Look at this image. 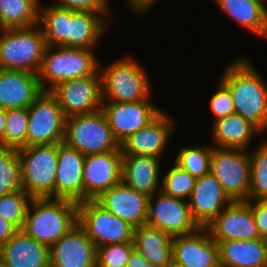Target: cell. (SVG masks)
I'll return each mask as SVG.
<instances>
[{"label": "cell", "mask_w": 267, "mask_h": 267, "mask_svg": "<svg viewBox=\"0 0 267 267\" xmlns=\"http://www.w3.org/2000/svg\"><path fill=\"white\" fill-rule=\"evenodd\" d=\"M222 73L221 82L230 90L236 114L261 132L267 131V83L247 59H237Z\"/></svg>", "instance_id": "cell-1"}, {"label": "cell", "mask_w": 267, "mask_h": 267, "mask_svg": "<svg viewBox=\"0 0 267 267\" xmlns=\"http://www.w3.org/2000/svg\"><path fill=\"white\" fill-rule=\"evenodd\" d=\"M78 223V203L68 199L32 198L22 230L51 247Z\"/></svg>", "instance_id": "cell-2"}, {"label": "cell", "mask_w": 267, "mask_h": 267, "mask_svg": "<svg viewBox=\"0 0 267 267\" xmlns=\"http://www.w3.org/2000/svg\"><path fill=\"white\" fill-rule=\"evenodd\" d=\"M98 67L94 49L47 46L37 75L43 91H50L63 81L95 75Z\"/></svg>", "instance_id": "cell-3"}, {"label": "cell", "mask_w": 267, "mask_h": 267, "mask_svg": "<svg viewBox=\"0 0 267 267\" xmlns=\"http://www.w3.org/2000/svg\"><path fill=\"white\" fill-rule=\"evenodd\" d=\"M47 47L39 25L0 31V69L38 73Z\"/></svg>", "instance_id": "cell-4"}, {"label": "cell", "mask_w": 267, "mask_h": 267, "mask_svg": "<svg viewBox=\"0 0 267 267\" xmlns=\"http://www.w3.org/2000/svg\"><path fill=\"white\" fill-rule=\"evenodd\" d=\"M99 71L103 102H137L150 100V81L145 67L130 56L112 62Z\"/></svg>", "instance_id": "cell-5"}, {"label": "cell", "mask_w": 267, "mask_h": 267, "mask_svg": "<svg viewBox=\"0 0 267 267\" xmlns=\"http://www.w3.org/2000/svg\"><path fill=\"white\" fill-rule=\"evenodd\" d=\"M21 188L32 198H55L58 143L18 149Z\"/></svg>", "instance_id": "cell-6"}, {"label": "cell", "mask_w": 267, "mask_h": 267, "mask_svg": "<svg viewBox=\"0 0 267 267\" xmlns=\"http://www.w3.org/2000/svg\"><path fill=\"white\" fill-rule=\"evenodd\" d=\"M63 142L84 156L121 151L120 143L102 109L66 118Z\"/></svg>", "instance_id": "cell-7"}, {"label": "cell", "mask_w": 267, "mask_h": 267, "mask_svg": "<svg viewBox=\"0 0 267 267\" xmlns=\"http://www.w3.org/2000/svg\"><path fill=\"white\" fill-rule=\"evenodd\" d=\"M251 157L248 150L213 146L210 172L232 201L249 200Z\"/></svg>", "instance_id": "cell-8"}, {"label": "cell", "mask_w": 267, "mask_h": 267, "mask_svg": "<svg viewBox=\"0 0 267 267\" xmlns=\"http://www.w3.org/2000/svg\"><path fill=\"white\" fill-rule=\"evenodd\" d=\"M78 224L97 248L107 244L133 242L134 227L95 200L78 203Z\"/></svg>", "instance_id": "cell-9"}, {"label": "cell", "mask_w": 267, "mask_h": 267, "mask_svg": "<svg viewBox=\"0 0 267 267\" xmlns=\"http://www.w3.org/2000/svg\"><path fill=\"white\" fill-rule=\"evenodd\" d=\"M26 146L63 142L66 116L50 91L42 94L28 108Z\"/></svg>", "instance_id": "cell-10"}, {"label": "cell", "mask_w": 267, "mask_h": 267, "mask_svg": "<svg viewBox=\"0 0 267 267\" xmlns=\"http://www.w3.org/2000/svg\"><path fill=\"white\" fill-rule=\"evenodd\" d=\"M50 93L57 99L66 118L99 111L103 103L100 71L89 77L63 81Z\"/></svg>", "instance_id": "cell-11"}, {"label": "cell", "mask_w": 267, "mask_h": 267, "mask_svg": "<svg viewBox=\"0 0 267 267\" xmlns=\"http://www.w3.org/2000/svg\"><path fill=\"white\" fill-rule=\"evenodd\" d=\"M146 224L172 237L195 232L200 227L191 215L188 201L161 191L149 197Z\"/></svg>", "instance_id": "cell-12"}, {"label": "cell", "mask_w": 267, "mask_h": 267, "mask_svg": "<svg viewBox=\"0 0 267 267\" xmlns=\"http://www.w3.org/2000/svg\"><path fill=\"white\" fill-rule=\"evenodd\" d=\"M205 227L216 242L261 238L250 200L232 201Z\"/></svg>", "instance_id": "cell-13"}, {"label": "cell", "mask_w": 267, "mask_h": 267, "mask_svg": "<svg viewBox=\"0 0 267 267\" xmlns=\"http://www.w3.org/2000/svg\"><path fill=\"white\" fill-rule=\"evenodd\" d=\"M122 152L110 151L85 157L83 201L95 200L101 193L122 182Z\"/></svg>", "instance_id": "cell-14"}, {"label": "cell", "mask_w": 267, "mask_h": 267, "mask_svg": "<svg viewBox=\"0 0 267 267\" xmlns=\"http://www.w3.org/2000/svg\"><path fill=\"white\" fill-rule=\"evenodd\" d=\"M104 111L119 143L153 121L162 110L150 100L137 102H103Z\"/></svg>", "instance_id": "cell-15"}, {"label": "cell", "mask_w": 267, "mask_h": 267, "mask_svg": "<svg viewBox=\"0 0 267 267\" xmlns=\"http://www.w3.org/2000/svg\"><path fill=\"white\" fill-rule=\"evenodd\" d=\"M173 262L187 267H220L218 243L206 227L172 239Z\"/></svg>", "instance_id": "cell-16"}, {"label": "cell", "mask_w": 267, "mask_h": 267, "mask_svg": "<svg viewBox=\"0 0 267 267\" xmlns=\"http://www.w3.org/2000/svg\"><path fill=\"white\" fill-rule=\"evenodd\" d=\"M97 247L77 223L50 247V267H96Z\"/></svg>", "instance_id": "cell-17"}, {"label": "cell", "mask_w": 267, "mask_h": 267, "mask_svg": "<svg viewBox=\"0 0 267 267\" xmlns=\"http://www.w3.org/2000/svg\"><path fill=\"white\" fill-rule=\"evenodd\" d=\"M95 201L134 228L146 224L149 196L123 182L101 193Z\"/></svg>", "instance_id": "cell-18"}, {"label": "cell", "mask_w": 267, "mask_h": 267, "mask_svg": "<svg viewBox=\"0 0 267 267\" xmlns=\"http://www.w3.org/2000/svg\"><path fill=\"white\" fill-rule=\"evenodd\" d=\"M165 112H161L147 126L129 135L120 143L123 156L147 155L161 158L166 143L173 134V120Z\"/></svg>", "instance_id": "cell-19"}, {"label": "cell", "mask_w": 267, "mask_h": 267, "mask_svg": "<svg viewBox=\"0 0 267 267\" xmlns=\"http://www.w3.org/2000/svg\"><path fill=\"white\" fill-rule=\"evenodd\" d=\"M189 200L191 215L200 227L209 224L232 202L211 172L196 178Z\"/></svg>", "instance_id": "cell-20"}, {"label": "cell", "mask_w": 267, "mask_h": 267, "mask_svg": "<svg viewBox=\"0 0 267 267\" xmlns=\"http://www.w3.org/2000/svg\"><path fill=\"white\" fill-rule=\"evenodd\" d=\"M85 157L81 152L58 143V167L55 179V198L83 202V171Z\"/></svg>", "instance_id": "cell-21"}, {"label": "cell", "mask_w": 267, "mask_h": 267, "mask_svg": "<svg viewBox=\"0 0 267 267\" xmlns=\"http://www.w3.org/2000/svg\"><path fill=\"white\" fill-rule=\"evenodd\" d=\"M37 73L0 69V108H29L42 94Z\"/></svg>", "instance_id": "cell-22"}, {"label": "cell", "mask_w": 267, "mask_h": 267, "mask_svg": "<svg viewBox=\"0 0 267 267\" xmlns=\"http://www.w3.org/2000/svg\"><path fill=\"white\" fill-rule=\"evenodd\" d=\"M2 267H50V247L18 230L0 246Z\"/></svg>", "instance_id": "cell-23"}, {"label": "cell", "mask_w": 267, "mask_h": 267, "mask_svg": "<svg viewBox=\"0 0 267 267\" xmlns=\"http://www.w3.org/2000/svg\"><path fill=\"white\" fill-rule=\"evenodd\" d=\"M160 158L147 155H129L122 158V182L149 197L161 191L159 181Z\"/></svg>", "instance_id": "cell-24"}, {"label": "cell", "mask_w": 267, "mask_h": 267, "mask_svg": "<svg viewBox=\"0 0 267 267\" xmlns=\"http://www.w3.org/2000/svg\"><path fill=\"white\" fill-rule=\"evenodd\" d=\"M220 267H267V240L217 242Z\"/></svg>", "instance_id": "cell-25"}, {"label": "cell", "mask_w": 267, "mask_h": 267, "mask_svg": "<svg viewBox=\"0 0 267 267\" xmlns=\"http://www.w3.org/2000/svg\"><path fill=\"white\" fill-rule=\"evenodd\" d=\"M173 237L147 224L134 228L135 249L155 267H168L172 261Z\"/></svg>", "instance_id": "cell-26"}, {"label": "cell", "mask_w": 267, "mask_h": 267, "mask_svg": "<svg viewBox=\"0 0 267 267\" xmlns=\"http://www.w3.org/2000/svg\"><path fill=\"white\" fill-rule=\"evenodd\" d=\"M106 15L108 13L71 10L68 28V47L79 49L96 48L100 37L108 26V22L103 19Z\"/></svg>", "instance_id": "cell-27"}, {"label": "cell", "mask_w": 267, "mask_h": 267, "mask_svg": "<svg viewBox=\"0 0 267 267\" xmlns=\"http://www.w3.org/2000/svg\"><path fill=\"white\" fill-rule=\"evenodd\" d=\"M256 133L262 134L251 122L233 113L214 121L212 129L214 147L247 150L252 138L258 135Z\"/></svg>", "instance_id": "cell-28"}, {"label": "cell", "mask_w": 267, "mask_h": 267, "mask_svg": "<svg viewBox=\"0 0 267 267\" xmlns=\"http://www.w3.org/2000/svg\"><path fill=\"white\" fill-rule=\"evenodd\" d=\"M218 6L248 31L267 39V9L264 0H215Z\"/></svg>", "instance_id": "cell-29"}, {"label": "cell", "mask_w": 267, "mask_h": 267, "mask_svg": "<svg viewBox=\"0 0 267 267\" xmlns=\"http://www.w3.org/2000/svg\"><path fill=\"white\" fill-rule=\"evenodd\" d=\"M71 10L54 6H40L39 22L47 46L68 47V28Z\"/></svg>", "instance_id": "cell-30"}, {"label": "cell", "mask_w": 267, "mask_h": 267, "mask_svg": "<svg viewBox=\"0 0 267 267\" xmlns=\"http://www.w3.org/2000/svg\"><path fill=\"white\" fill-rule=\"evenodd\" d=\"M39 0H0V28H28L38 25Z\"/></svg>", "instance_id": "cell-31"}, {"label": "cell", "mask_w": 267, "mask_h": 267, "mask_svg": "<svg viewBox=\"0 0 267 267\" xmlns=\"http://www.w3.org/2000/svg\"><path fill=\"white\" fill-rule=\"evenodd\" d=\"M28 108L6 110V125L0 147L20 149L26 146Z\"/></svg>", "instance_id": "cell-32"}, {"label": "cell", "mask_w": 267, "mask_h": 267, "mask_svg": "<svg viewBox=\"0 0 267 267\" xmlns=\"http://www.w3.org/2000/svg\"><path fill=\"white\" fill-rule=\"evenodd\" d=\"M18 190H22L18 150L0 147V196Z\"/></svg>", "instance_id": "cell-33"}, {"label": "cell", "mask_w": 267, "mask_h": 267, "mask_svg": "<svg viewBox=\"0 0 267 267\" xmlns=\"http://www.w3.org/2000/svg\"><path fill=\"white\" fill-rule=\"evenodd\" d=\"M213 147H185L178 152L174 164L195 178L208 174L211 167Z\"/></svg>", "instance_id": "cell-34"}, {"label": "cell", "mask_w": 267, "mask_h": 267, "mask_svg": "<svg viewBox=\"0 0 267 267\" xmlns=\"http://www.w3.org/2000/svg\"><path fill=\"white\" fill-rule=\"evenodd\" d=\"M251 157L249 200H267V141L261 142Z\"/></svg>", "instance_id": "cell-35"}, {"label": "cell", "mask_w": 267, "mask_h": 267, "mask_svg": "<svg viewBox=\"0 0 267 267\" xmlns=\"http://www.w3.org/2000/svg\"><path fill=\"white\" fill-rule=\"evenodd\" d=\"M32 197L23 190L0 196V215L22 230L26 212Z\"/></svg>", "instance_id": "cell-36"}, {"label": "cell", "mask_w": 267, "mask_h": 267, "mask_svg": "<svg viewBox=\"0 0 267 267\" xmlns=\"http://www.w3.org/2000/svg\"><path fill=\"white\" fill-rule=\"evenodd\" d=\"M162 178L161 192L183 200L190 198L196 181L194 176L174 164Z\"/></svg>", "instance_id": "cell-37"}, {"label": "cell", "mask_w": 267, "mask_h": 267, "mask_svg": "<svg viewBox=\"0 0 267 267\" xmlns=\"http://www.w3.org/2000/svg\"><path fill=\"white\" fill-rule=\"evenodd\" d=\"M134 242L113 243L97 248V265L110 267H126Z\"/></svg>", "instance_id": "cell-38"}, {"label": "cell", "mask_w": 267, "mask_h": 267, "mask_svg": "<svg viewBox=\"0 0 267 267\" xmlns=\"http://www.w3.org/2000/svg\"><path fill=\"white\" fill-rule=\"evenodd\" d=\"M210 99V110L216 116L214 121L235 113L230 90L221 82Z\"/></svg>", "instance_id": "cell-39"}, {"label": "cell", "mask_w": 267, "mask_h": 267, "mask_svg": "<svg viewBox=\"0 0 267 267\" xmlns=\"http://www.w3.org/2000/svg\"><path fill=\"white\" fill-rule=\"evenodd\" d=\"M54 6L74 11H92L98 13L109 12L108 0H59Z\"/></svg>", "instance_id": "cell-40"}, {"label": "cell", "mask_w": 267, "mask_h": 267, "mask_svg": "<svg viewBox=\"0 0 267 267\" xmlns=\"http://www.w3.org/2000/svg\"><path fill=\"white\" fill-rule=\"evenodd\" d=\"M257 229L261 238L267 240V200L250 201Z\"/></svg>", "instance_id": "cell-41"}, {"label": "cell", "mask_w": 267, "mask_h": 267, "mask_svg": "<svg viewBox=\"0 0 267 267\" xmlns=\"http://www.w3.org/2000/svg\"><path fill=\"white\" fill-rule=\"evenodd\" d=\"M18 229L0 215V246L7 243Z\"/></svg>", "instance_id": "cell-42"}, {"label": "cell", "mask_w": 267, "mask_h": 267, "mask_svg": "<svg viewBox=\"0 0 267 267\" xmlns=\"http://www.w3.org/2000/svg\"><path fill=\"white\" fill-rule=\"evenodd\" d=\"M126 267H155L148 262L136 249H134L129 259L127 260Z\"/></svg>", "instance_id": "cell-43"}, {"label": "cell", "mask_w": 267, "mask_h": 267, "mask_svg": "<svg viewBox=\"0 0 267 267\" xmlns=\"http://www.w3.org/2000/svg\"><path fill=\"white\" fill-rule=\"evenodd\" d=\"M128 1V2H127ZM134 13L145 14L157 0H126Z\"/></svg>", "instance_id": "cell-44"}, {"label": "cell", "mask_w": 267, "mask_h": 267, "mask_svg": "<svg viewBox=\"0 0 267 267\" xmlns=\"http://www.w3.org/2000/svg\"><path fill=\"white\" fill-rule=\"evenodd\" d=\"M6 125V110L0 108V141L3 139Z\"/></svg>", "instance_id": "cell-45"}, {"label": "cell", "mask_w": 267, "mask_h": 267, "mask_svg": "<svg viewBox=\"0 0 267 267\" xmlns=\"http://www.w3.org/2000/svg\"><path fill=\"white\" fill-rule=\"evenodd\" d=\"M168 267H187V266L172 261V263Z\"/></svg>", "instance_id": "cell-46"}, {"label": "cell", "mask_w": 267, "mask_h": 267, "mask_svg": "<svg viewBox=\"0 0 267 267\" xmlns=\"http://www.w3.org/2000/svg\"><path fill=\"white\" fill-rule=\"evenodd\" d=\"M96 267H110V266H96ZM113 267V266H112ZM114 267H116V266H114ZM119 267V266H118Z\"/></svg>", "instance_id": "cell-47"}]
</instances>
